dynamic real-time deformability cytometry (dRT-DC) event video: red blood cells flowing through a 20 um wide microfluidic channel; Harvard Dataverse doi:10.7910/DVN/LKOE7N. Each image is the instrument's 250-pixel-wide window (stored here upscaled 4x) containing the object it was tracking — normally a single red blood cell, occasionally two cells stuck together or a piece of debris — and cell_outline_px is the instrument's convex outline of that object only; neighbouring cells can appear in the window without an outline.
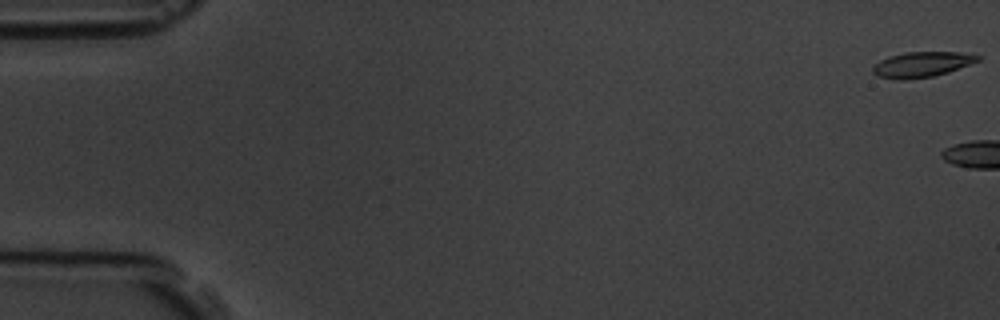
{"species": "common noctule bat (a hibernating species)", "species_latin": "Nyctalus noctula", "temperature_condition": "room temperature", "stored_images_in_passage": 2, "camera_frame_rate_fps": 3000, "um_per_image_px": 0.085, "animal": {"sex": "male", "body_mass_g": 19.5, "forearm_length_mm": 54.6}, "frame": {"image": 1, "passage_image": 1, "time_ms": 0.0, "image_size_px": [1000, 320], "cell_outline_px": [[980, 60], [948, 72], [932, 76], [904, 80], [896, 80], [876, 76], [872, 72], [872, 64], [888, 56], [904, 52], [956, 52], [980, 56]], "centroid_in_image_um": [78.26, 5.48], "position_along_channel_um": 6.7, "area_um2": 15.55}}